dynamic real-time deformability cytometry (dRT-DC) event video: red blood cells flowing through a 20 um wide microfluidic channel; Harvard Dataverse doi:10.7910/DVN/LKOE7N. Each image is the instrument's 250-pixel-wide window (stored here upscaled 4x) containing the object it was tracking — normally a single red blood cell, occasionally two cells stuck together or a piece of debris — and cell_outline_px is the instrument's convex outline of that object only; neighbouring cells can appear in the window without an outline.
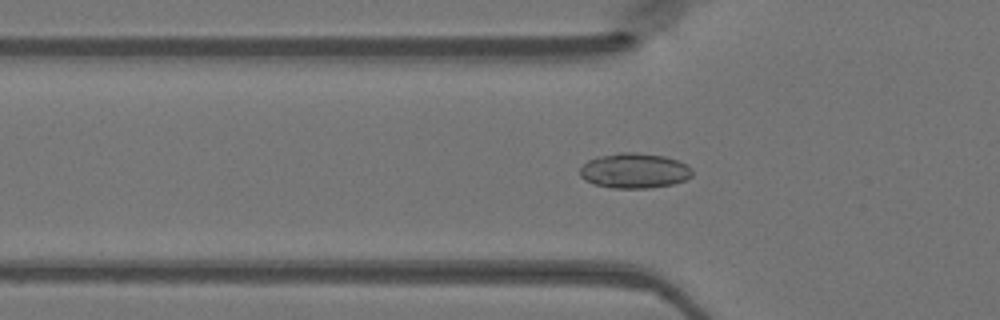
{"species": "Egyptian fruit bat (a non-hibernating species)", "species_latin": "Rousettus aegyptiacus", "temperature_condition": "warm", "stored_images_in_passage": 37, "camera_frame_rate_fps": 3000, "um_per_image_px": 0.085, "animal": {"sex": "female"}, "frame": {"image": 1, "passage_image": 5, "time_ms": 1.333, "image_size_px": [1000, 320], "cell_outline_px": [[692, 176], [684, 180], [672, 184], [648, 188], [612, 188], [592, 184], [584, 180], [580, 176], [580, 168], [588, 160], [600, 156], [620, 152], [636, 152], [664, 156], [688, 164], [692, 168]], "centroid_in_image_um": [53.91, 14.51], "position_along_channel_um": 71.9, "area_um2": 23.06}}
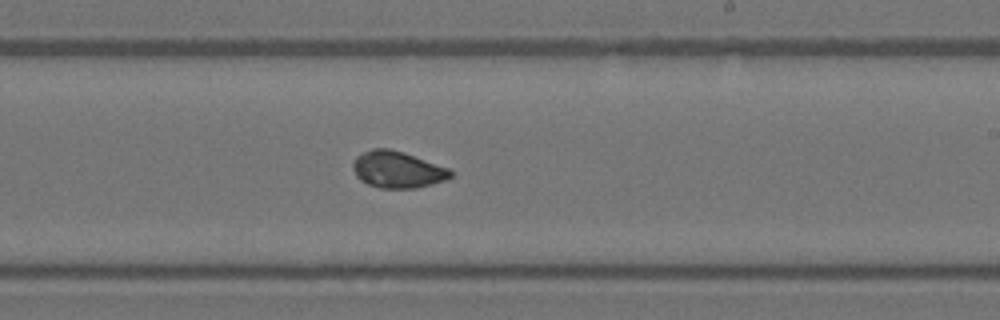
{"frame": {"image": 2, "passage_image": 18, "time_ms": 5.667, "image_size_px": [1000, 320], "cell_outline_px": [[452, 176], [444, 180], [432, 184], [416, 188], [380, 188], [368, 184], [360, 180], [356, 176], [352, 168], [352, 164], [356, 156], [372, 148], [388, 148], [404, 152], [448, 168], [452, 172]], "centroid_in_image_um": [33.75, 14.41], "position_along_channel_um": 255.2, "area_um2": 20.81}}
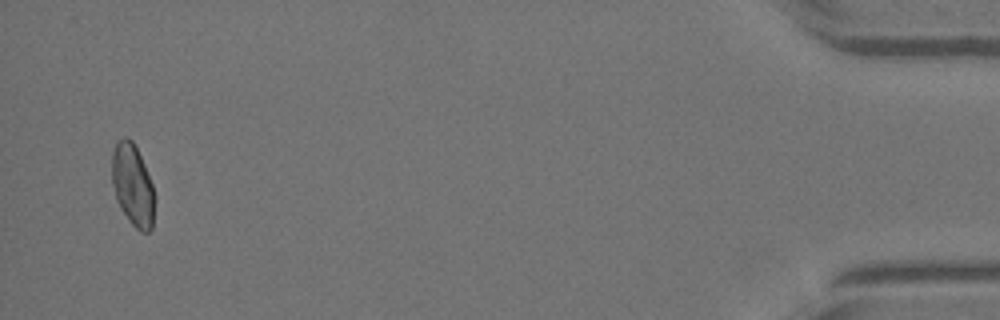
{"frame": {"image": 3, "passage_image": 36, "time_ms": 11.667, "image_size_px": [1000, 320], "cell_outline_px": [[152, 228], [148, 232], [140, 232], [128, 220], [120, 208], [116, 200], [112, 184], [112, 152], [116, 140], [124, 136], [132, 140], [144, 164], [152, 184]], "centroid_in_image_um": [11.22, 15.7], "position_along_channel_um": 424.0, "area_um2": 20.06}}